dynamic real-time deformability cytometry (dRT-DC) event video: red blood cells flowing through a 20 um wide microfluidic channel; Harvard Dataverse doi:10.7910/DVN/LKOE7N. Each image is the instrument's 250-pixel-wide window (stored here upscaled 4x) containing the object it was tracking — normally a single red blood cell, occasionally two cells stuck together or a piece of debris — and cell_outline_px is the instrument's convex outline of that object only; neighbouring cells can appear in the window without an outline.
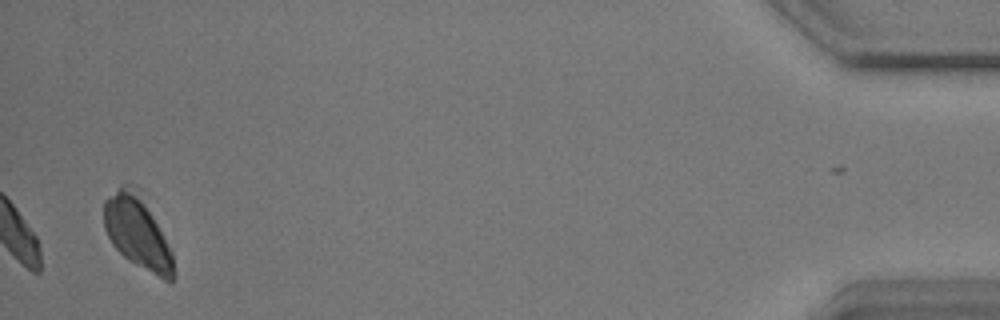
{"species": "common noctule bat (a hibernating species)", "species_latin": "Nyctalus noctula", "temperature_condition": "warm", "stored_images_in_passage": 41, "camera_frame_rate_fps": 3000, "um_per_image_px": 0.085, "animal": {"sex": "male", "body_mass_g": 17.9}, "frame": {"image": 1, "passage_image": 41, "time_ms": 13.333, "image_size_px": [1000, 320], "cell_outline_px": [[176, 272], [172, 284], [164, 280], [128, 260], [112, 244], [104, 228], [104, 200], [120, 184], [136, 184], [140, 188], [172, 252]], "centroid_in_image_um": [11.7, 19.7], "position_along_channel_um": 423.5, "area_um2": 30.06}, "authors_computed_cell_mechanics": {"area_um2": 17.7446, "velocity_mm_per_s": 3.5688, "shape_relaxation_time_tau1_ms": 1.8901, "shape_relaxation_time_tau2_ms": null, "deformation_change_tau1": 0.0775, "deformation_change_tau2": null}}